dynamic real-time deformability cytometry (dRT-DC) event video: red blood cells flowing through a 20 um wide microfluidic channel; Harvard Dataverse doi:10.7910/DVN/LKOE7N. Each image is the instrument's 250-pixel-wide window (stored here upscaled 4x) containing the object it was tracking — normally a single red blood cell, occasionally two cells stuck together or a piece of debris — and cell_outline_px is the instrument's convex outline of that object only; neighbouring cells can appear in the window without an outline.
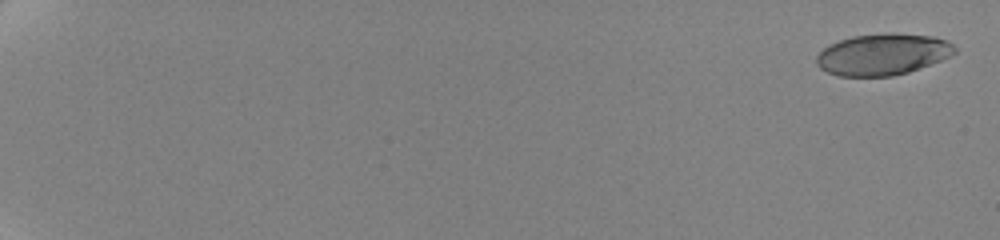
{"species": "human", "species_latin": "Homo sapiens", "temperature_condition": "cold", "stored_images_in_passage": 47, "camera_frame_rate_fps": 3000, "um_per_image_px": 0.085, "donor": {"sex": "female"}, "frame": {"image": 1, "passage_image": 1, "time_ms": 0.0, "image_size_px": [1000, 240], "cell_outline_px": [[956, 52], [940, 60], [908, 72], [892, 76], [840, 76], [828, 72], [820, 68], [816, 64], [816, 56], [828, 44], [852, 36], [888, 32], [892, 32], [932, 36], [948, 40], [956, 48]], "centroid_in_image_um": [75.01, 4.6], "position_along_channel_um": 10.0, "area_um2": 33.41}}
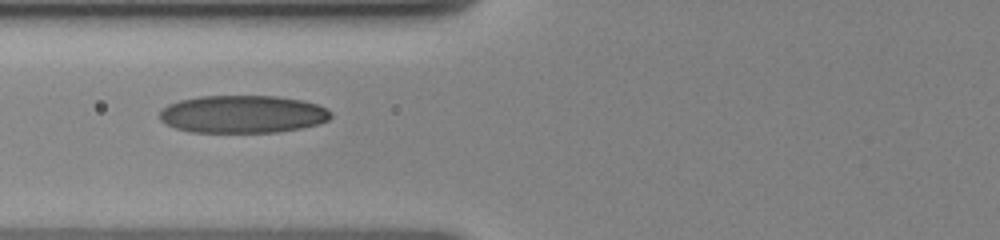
{"frame": {"image": 2, "passage_image": 24, "time_ms": 9.0, "image_size_px": [1000, 240], "cell_outline_px": [[332, 116], [328, 120], [320, 124], [300, 128], [276, 132], [192, 132], [176, 128], [164, 124], [160, 120], [160, 112], [168, 104], [180, 100], [200, 96], [276, 96], [300, 100], [316, 104], [328, 108], [332, 112]], "centroid_in_image_um": [20.64, 9.7], "position_along_channel_um": 105.2, "area_um2": 37.69}}
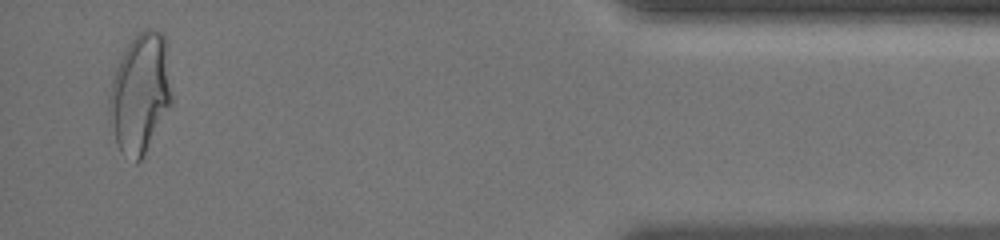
{"frame": {"image": 3, "passage_image": 46, "time_ms": 19.333, "image_size_px": [1000, 240], "cell_outline_px": [[172, 100], [140, 160], [136, 164], [120, 152], [116, 144], [108, 112], [108, 96], [112, 80], [116, 68], [128, 44], [144, 28], [152, 28], [160, 32], [164, 36], [168, 48], [172, 96]], "centroid_in_image_um": [11.9, 7.9], "position_along_channel_um": 423.3, "area_um2": 43.35}, "authors_computed_cell_mechanics": {"area_um2": 36.4718, "velocity_mm_per_s": 3.5449, "shape_relaxation_time_tau1_ms": 5.0594, "shape_relaxation_time_tau2_ms": 1.6131, "deformation_change_tau1": 0.1762, "deformation_change_tau2": 0.0805}}